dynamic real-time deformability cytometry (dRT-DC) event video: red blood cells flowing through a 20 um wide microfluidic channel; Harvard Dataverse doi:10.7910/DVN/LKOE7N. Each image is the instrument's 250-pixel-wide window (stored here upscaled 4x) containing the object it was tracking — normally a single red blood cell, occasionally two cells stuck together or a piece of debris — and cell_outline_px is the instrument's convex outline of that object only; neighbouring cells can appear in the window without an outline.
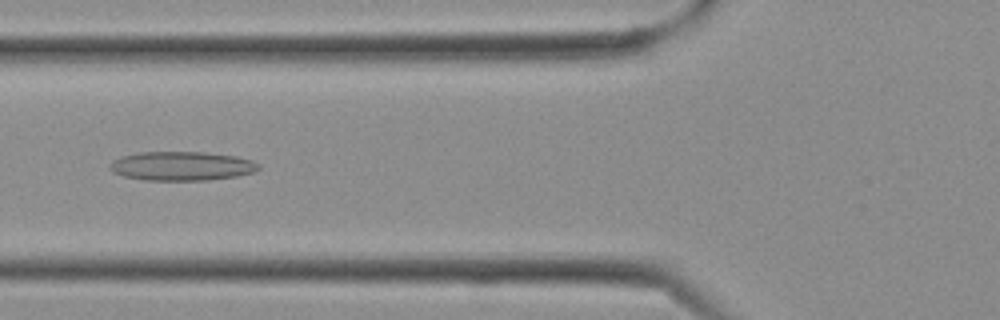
{"species": "Egyptian fruit bat (a non-hibernating species)", "species_latin": "Rousettus aegyptiacus", "temperature_condition": "cold", "stored_images_in_passage": 9, "camera_frame_rate_fps": 3000, "um_per_image_px": 0.085, "frame": {"image": 1, "passage_image": 6, "time_ms": 1.667, "image_size_px": [1000, 320], "cell_outline_px": [[260, 168], [252, 172], [236, 176], [208, 180], [144, 180], [124, 176], [112, 172], [108, 168], [108, 164], [112, 160], [120, 156], [140, 152], [204, 152], [236, 156], [252, 160], [260, 164]], "centroid_in_image_um": [15.4, 14.11], "position_along_channel_um": 110.4, "area_um2": 25.32}}
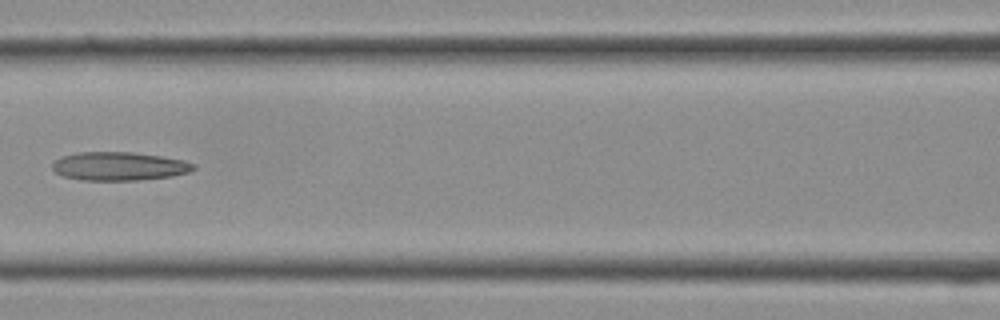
{"frame": {"image": 2, "passage_image": 8, "time_ms": 2.333, "image_size_px": [1000, 320], "cell_outline_px": [[196, 168], [188, 172], [172, 176], [136, 180], [84, 180], [64, 176], [56, 172], [52, 168], [52, 164], [56, 160], [64, 156], [76, 152], [132, 152], [164, 156], [184, 160], [196, 164]], "centroid_in_image_um": [10.17, 14.12], "position_along_channel_um": 156.4, "area_um2": 23.41}}